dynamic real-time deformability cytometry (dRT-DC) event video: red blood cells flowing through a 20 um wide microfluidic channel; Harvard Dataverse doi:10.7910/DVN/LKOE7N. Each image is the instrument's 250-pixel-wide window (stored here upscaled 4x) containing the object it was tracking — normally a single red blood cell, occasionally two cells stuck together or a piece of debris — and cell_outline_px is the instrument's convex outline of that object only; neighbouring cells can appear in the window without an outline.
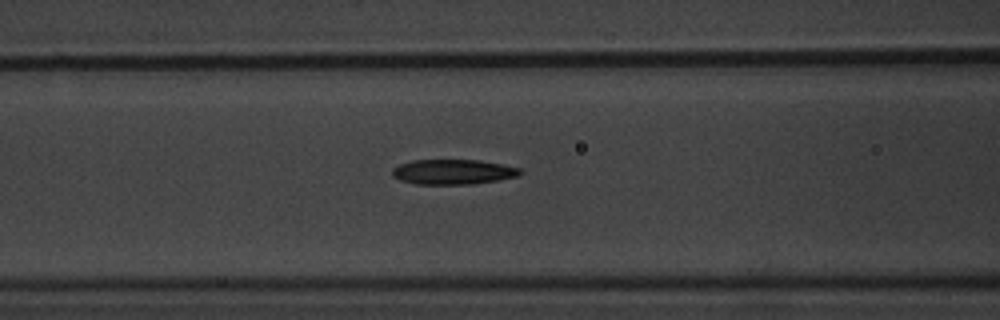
{"species": "common noctule bat (a hibernating species)", "species_latin": "Nyctalus noctula", "temperature_condition": "warm", "stored_images_in_passage": 8, "segment_of_instrument_passage": [2, 2], "camera_frame_rate_fps": 3000, "um_per_image_px": 0.085, "animal": {"sex": "male", "body_mass_g": 20.1, "forearm_length_mm": 53.5}, "frame": {"image": 1, "passage_image": 8, "time_ms": 9.667, "image_size_px": [1000, 320], "cell_outline_px": [[524, 172], [520, 176], [500, 180], [472, 184], [416, 184], [400, 180], [392, 176], [392, 168], [400, 164], [412, 160], [480, 160], [520, 168]], "centroid_in_image_um": [38.53, 14.61], "position_along_channel_um": 128.1, "area_um2": 18.79}}